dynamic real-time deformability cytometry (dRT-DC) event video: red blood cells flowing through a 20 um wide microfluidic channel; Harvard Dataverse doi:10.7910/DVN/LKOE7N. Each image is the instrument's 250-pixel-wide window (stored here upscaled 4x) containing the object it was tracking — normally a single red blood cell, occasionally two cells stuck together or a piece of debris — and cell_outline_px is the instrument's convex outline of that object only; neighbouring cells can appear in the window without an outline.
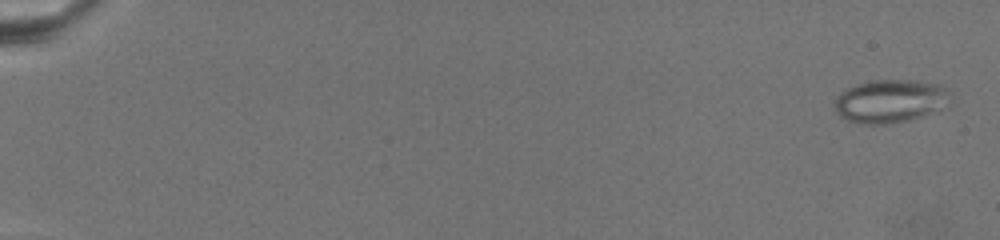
{"species": "common noctule bat (a hibernating species)", "species_latin": "Nyctalus noctula", "temperature_condition": "warm", "stored_images_in_passage": 42, "camera_frame_rate_fps": 3000, "um_per_image_px": 0.085, "animal": {"sex": "female", "body_mass_g": 19.5, "forearm_length_mm": 54.1}, "frame": {"image": 1, "passage_image": 2, "time_ms": 0.333, "image_size_px": [1000, 240], "cell_outline_px": [[952, 104], [948, 108], [940, 112], [892, 124], [864, 124], [848, 120], [840, 116], [836, 112], [836, 96], [840, 92], [848, 88], [872, 80], [916, 80], [940, 84], [948, 92]], "centroid_in_image_um": [75.77, 8.61], "position_along_channel_um": 9.2, "area_um2": 29.59}}
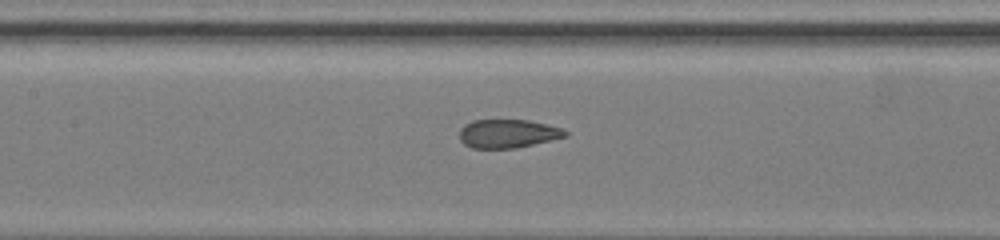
{"frame": {"image": 2, "passage_image": 22, "time_ms": 12.667, "image_size_px": [1000, 240], "cell_outline_px": [[568, 136], [552, 140], [516, 148], [472, 148], [464, 144], [460, 140], [460, 128], [464, 124], [472, 120], [528, 120], [564, 128], [568, 132]], "centroid_in_image_um": [43.18, 11.35], "position_along_channel_um": 164.2, "area_um2": 17.74}}
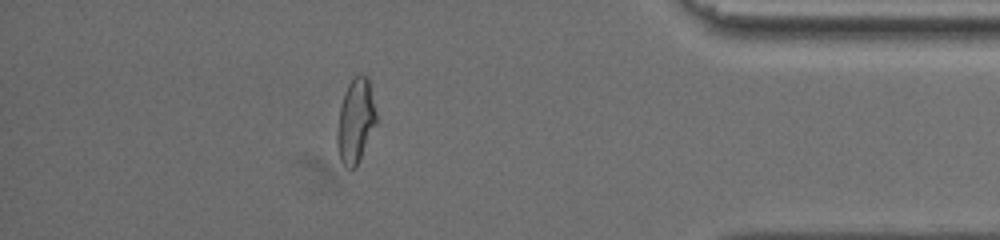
{"frame": {"image": 3, "passage_image": 37, "time_ms": 22.0, "image_size_px": [1000, 240], "cell_outline_px": [[376, 124], [356, 168], [348, 168], [340, 160], [336, 144], [336, 132], [340, 108], [344, 92], [352, 76], [368, 76], [376, 112]], "centroid_in_image_um": [30.21, 10.28], "position_along_channel_um": 405.0, "area_um2": 19.25}}